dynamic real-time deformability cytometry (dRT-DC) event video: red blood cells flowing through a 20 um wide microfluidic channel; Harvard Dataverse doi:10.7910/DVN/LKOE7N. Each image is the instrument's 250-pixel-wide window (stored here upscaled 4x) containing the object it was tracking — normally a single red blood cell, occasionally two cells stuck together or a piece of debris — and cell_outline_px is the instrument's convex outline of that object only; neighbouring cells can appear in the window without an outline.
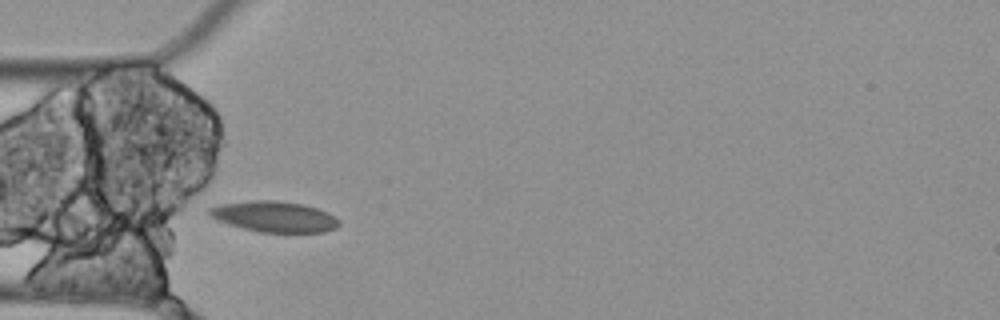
{"species": "Egyptian fruit bat (a non-hibernating species)", "species_latin": "Rousettus aegyptiacus", "temperature_condition": "cold", "stored_images_in_passage": 5, "camera_frame_rate_fps": 3000, "um_per_image_px": 0.085, "animal": {"sex": "female"}, "frame": {"image": 1, "passage_image": 2, "time_ms": 0.333, "image_size_px": [1000, 320], "cell_outline_px": [[340, 224], [336, 228], [324, 232], [260, 232], [228, 224], [216, 220], [208, 216], [204, 212], [208, 208], [220, 204], [256, 200], [276, 200], [304, 204], [328, 212], [340, 220]], "centroid_in_image_um": [23.29, 18.41], "position_along_channel_um": 61.7, "area_um2": 23.47}}
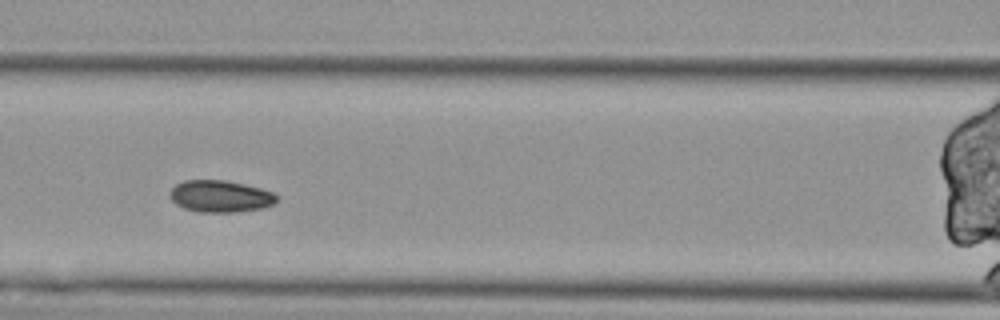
{"frame": {"image": 2, "passage_image": 4, "time_ms": 1.0, "image_size_px": [1000, 320], "cell_outline_px": [[276, 200], [272, 204], [264, 208], [236, 212], [196, 212], [184, 208], [176, 204], [172, 200], [172, 188], [176, 184], [184, 180], [224, 180], [244, 184], [260, 188], [272, 192], [276, 196]], "centroid_in_image_um": [18.72, 16.69], "position_along_channel_um": 147.9, "area_um2": 19.65}}
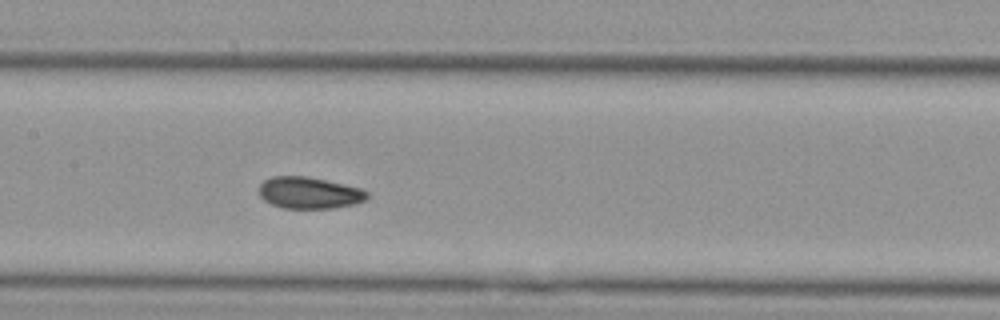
{"frame": {"image": 3, "passage_image": 5, "time_ms": 1.333, "image_size_px": [1000, 320], "cell_outline_px": [[368, 196], [364, 200], [356, 204], [332, 208], [284, 208], [272, 204], [264, 200], [260, 196], [260, 184], [264, 180], [272, 176], [308, 176], [360, 188], [368, 192]], "centroid_in_image_um": [26.28, 16.39], "position_along_channel_um": 181.1, "area_um2": 19.83}}